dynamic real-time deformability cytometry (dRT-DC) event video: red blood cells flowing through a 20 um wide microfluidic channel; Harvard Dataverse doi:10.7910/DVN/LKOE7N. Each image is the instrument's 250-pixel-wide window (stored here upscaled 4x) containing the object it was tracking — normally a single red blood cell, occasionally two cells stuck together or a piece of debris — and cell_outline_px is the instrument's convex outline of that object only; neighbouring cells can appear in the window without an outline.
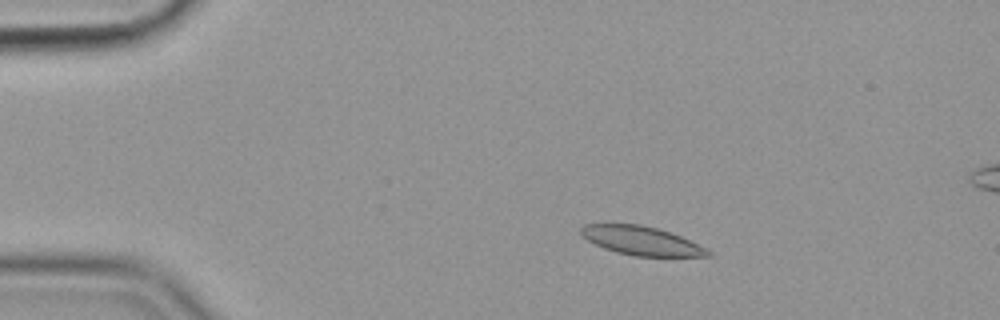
{"species": "common noctule bat (a hibernating species)", "species_latin": "Nyctalus noctula", "temperature_condition": "cold", "stored_images_in_passage": 51, "camera_frame_rate_fps": 3000, "um_per_image_px": 0.085, "animal": {"sex": "female", "body_mass_g": 19.9}, "frame": {"image": 1, "passage_image": 5, "time_ms": 1.333, "image_size_px": [1000, 320], "cell_outline_px": [[712, 256], [632, 256], [616, 252], [604, 248], [588, 240], [580, 232], [580, 228], [584, 224], [640, 224], [656, 228], [680, 236], [712, 252]], "centroid_in_image_um": [54.49, 20.46], "position_along_channel_um": 30.5, "area_um2": 20.92}}
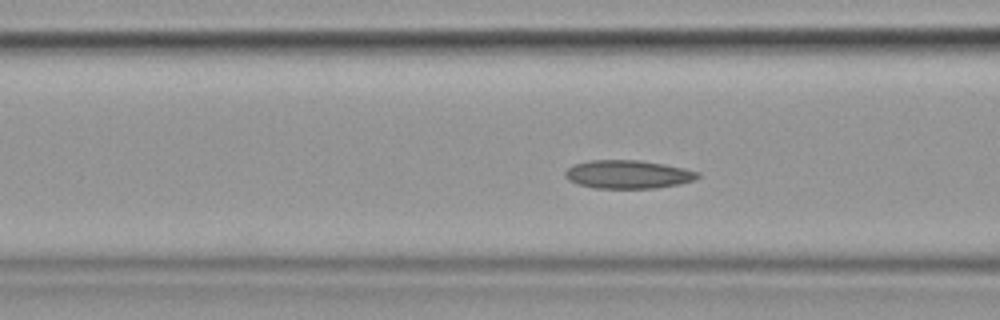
{"frame": {"image": 2, "passage_image": 17, "time_ms": 5.333, "image_size_px": [1000, 320], "cell_outline_px": [[700, 176], [696, 180], [680, 184], [656, 188], [592, 188], [576, 184], [568, 180], [564, 176], [564, 172], [572, 164], [592, 160], [640, 160], [664, 164], [684, 168], [700, 172]], "centroid_in_image_um": [53.37, 14.82], "position_along_channel_um": 113.2, "area_um2": 22.2}}
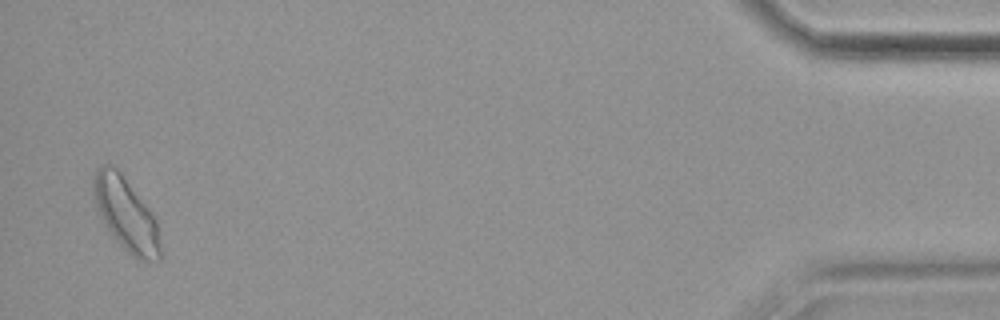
{"frame": {"image": 3, "passage_image": 50, "time_ms": 16.333, "image_size_px": [1000, 320], "cell_outline_px": [[160, 260], [140, 260], [132, 256], [112, 236], [96, 212], [92, 192], [92, 180], [96, 168], [100, 164], [112, 164], [120, 172], [148, 208], [156, 220], [160, 248]], "centroid_in_image_um": [10.63, 18.17], "position_along_channel_um": 424.6, "area_um2": 28.44}, "authors_computed_cell_mechanics": {"area_um2": 22.0796, "velocity_mm_per_s": 3.5465, "shape_relaxation_time_tau1_ms": null, "shape_relaxation_time_tau2_ms": 5.3681, "deformation_change_tau1": null, "deformation_change_tau2": 0.0931}}